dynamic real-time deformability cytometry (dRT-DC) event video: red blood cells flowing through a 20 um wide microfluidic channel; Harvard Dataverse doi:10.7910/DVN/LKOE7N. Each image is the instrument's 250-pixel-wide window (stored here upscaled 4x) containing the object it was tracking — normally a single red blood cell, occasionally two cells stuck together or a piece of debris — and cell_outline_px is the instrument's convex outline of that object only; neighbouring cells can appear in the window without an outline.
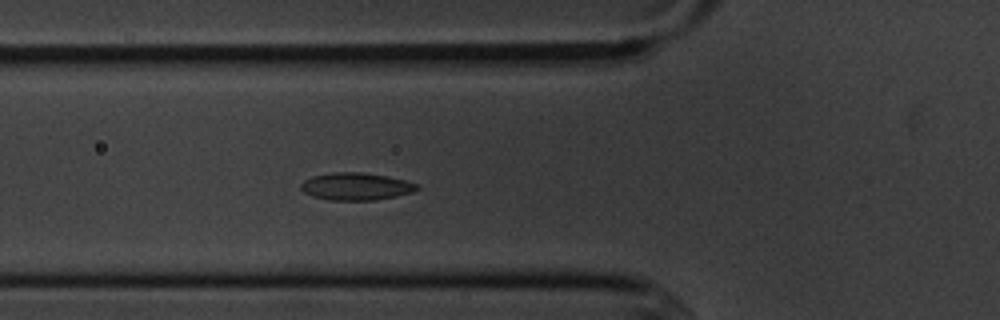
{"species": "common noctule bat (a hibernating species)", "species_latin": "Nyctalus noctula", "temperature_condition": "cold", "stored_images_in_passage": 4, "camera_frame_rate_fps": 3000, "um_per_image_px": 0.085, "animal": {"sex": "male", "body_mass_g": 20.1, "forearm_length_mm": 53.5}, "frame": {"image": 1, "passage_image": 4, "time_ms": 3.333, "image_size_px": [1000, 320], "cell_outline_px": [[420, 188], [412, 192], [396, 196], [376, 200], [328, 200], [312, 196], [304, 192], [300, 188], [300, 184], [304, 180], [312, 176], [332, 172], [364, 172], [404, 180], [420, 184]], "centroid_in_image_um": [30.25, 15.85], "position_along_channel_um": 95.5, "area_um2": 18.61}}